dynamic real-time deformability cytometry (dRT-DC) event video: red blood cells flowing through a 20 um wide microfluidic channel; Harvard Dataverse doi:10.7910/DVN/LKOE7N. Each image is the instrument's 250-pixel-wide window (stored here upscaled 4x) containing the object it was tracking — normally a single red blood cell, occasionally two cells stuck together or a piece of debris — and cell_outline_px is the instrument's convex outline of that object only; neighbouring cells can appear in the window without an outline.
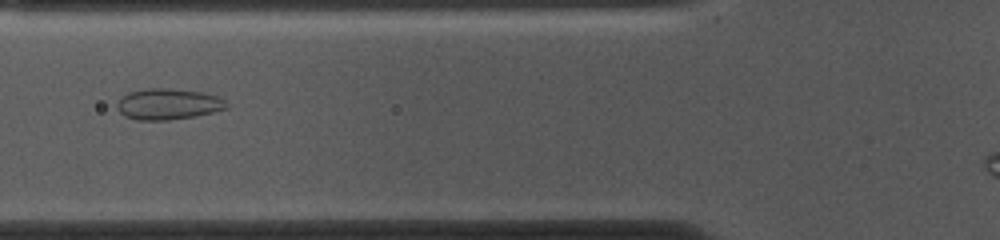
{"species": "common noctule bat (a hibernating species)", "species_latin": "Nyctalus noctula", "temperature_condition": "cold", "stored_images_in_passage": 48, "camera_frame_rate_fps": 3000, "um_per_image_px": 0.085, "animal": {"sex": "female", "body_mass_g": 10.0, "forearm_length_mm": 53.1}, "frame": {"image": 1, "passage_image": 19, "time_ms": 6.0, "image_size_px": [1000, 240], "cell_outline_px": [[228, 108], [196, 116], [168, 120], [136, 120], [124, 116], [116, 108], [116, 104], [128, 92], [148, 88], [164, 88], [204, 92], [220, 96], [228, 104]], "centroid_in_image_um": [14.31, 8.85], "position_along_channel_um": 111.5, "area_um2": 19.88}}
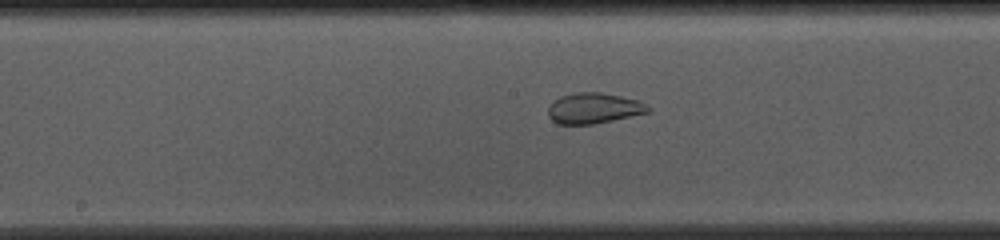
{"frame": {"image": 2, "passage_image": 26, "time_ms": 8.333, "image_size_px": [1000, 240], "cell_outline_px": [[652, 108], [648, 112], [612, 120], [592, 124], [556, 124], [548, 116], [548, 108], [560, 96], [576, 92], [604, 92], [640, 100], [648, 104]], "centroid_in_image_um": [50.5, 9.18], "position_along_channel_um": 197.7, "area_um2": 17.92}}
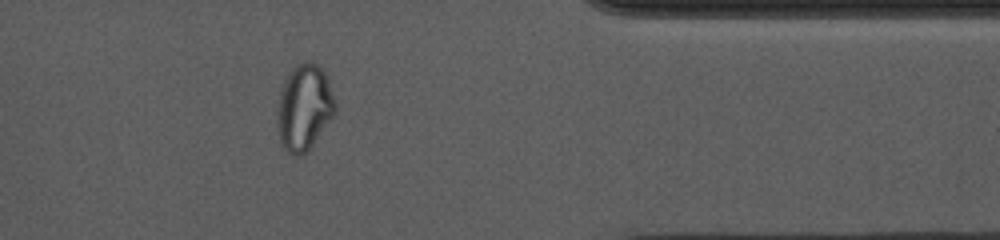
{"frame": {"image": 3, "passage_image": 43, "time_ms": 14.0, "image_size_px": [1000, 240], "cell_outline_px": [[336, 112], [312, 144], [300, 156], [292, 156], [284, 148], [280, 140], [276, 116], [280, 92], [284, 80], [288, 72], [296, 64], [304, 60], [308, 60], [316, 64], [324, 72], [328, 80], [336, 104]], "centroid_in_image_um": [25.84, 9.1], "position_along_channel_um": 385.6, "area_um2": 28.9}}